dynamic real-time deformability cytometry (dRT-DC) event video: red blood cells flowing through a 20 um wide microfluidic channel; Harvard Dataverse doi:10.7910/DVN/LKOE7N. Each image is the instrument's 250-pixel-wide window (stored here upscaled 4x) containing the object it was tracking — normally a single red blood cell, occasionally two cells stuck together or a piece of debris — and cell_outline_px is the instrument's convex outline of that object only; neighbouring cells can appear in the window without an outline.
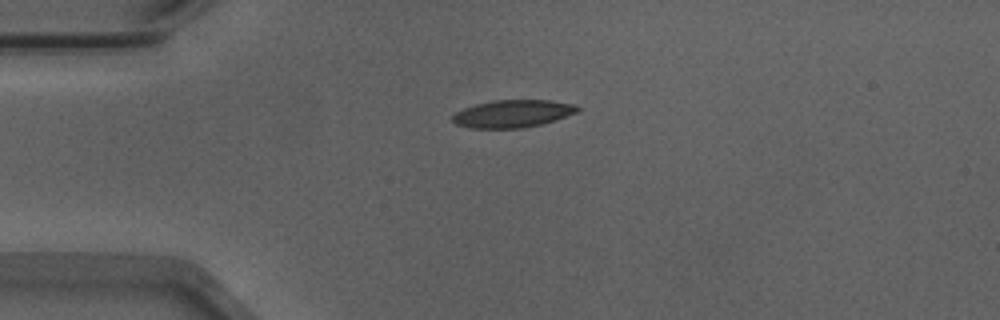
{"species": "Egyptian fruit bat (a non-hibernating species)", "species_latin": "Rousettus aegyptiacus", "temperature_condition": "warm", "stored_images_in_passage": 41, "camera_frame_rate_fps": 3000, "um_per_image_px": 0.085, "animal": {"sex": "male"}, "frame": {"image": 1, "passage_image": 1, "time_ms": 0.0, "image_size_px": [1000, 320], "cell_outline_px": [[580, 108], [576, 112], [556, 120], [540, 124], [520, 128], [468, 128], [456, 124], [452, 120], [452, 116], [456, 112], [464, 108], [476, 104], [492, 100], [552, 100], [572, 104]], "centroid_in_image_um": [43.55, 9.66], "position_along_channel_um": 41.5, "area_um2": 19.94}}
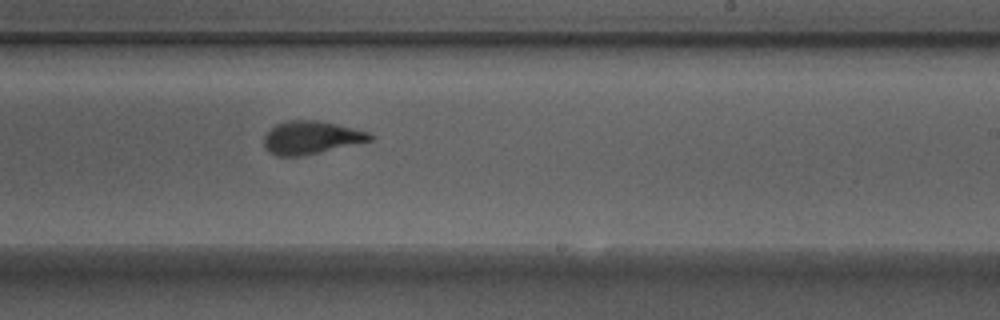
{"frame": {"image": 2, "passage_image": 20, "time_ms": 6.333, "image_size_px": [1000, 320], "cell_outline_px": [[376, 136], [372, 140], [300, 156], [276, 156], [268, 152], [264, 148], [264, 136], [276, 124], [288, 120], [316, 120], [336, 124], [368, 132]], "centroid_in_image_um": [26.41, 11.69], "position_along_channel_um": 262.6, "area_um2": 20.17}}
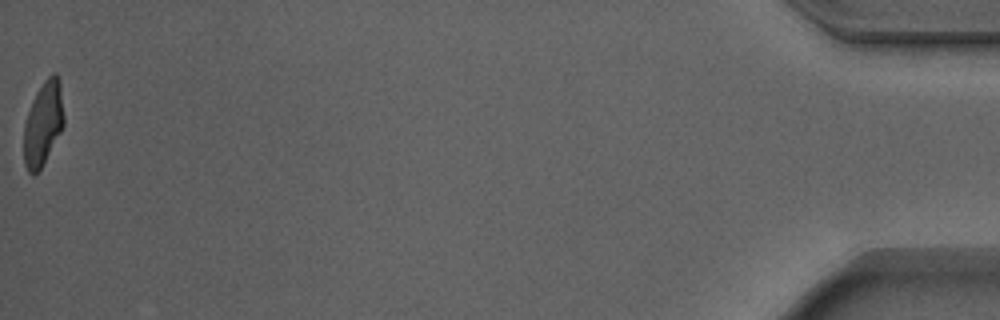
{"frame": {"image": 3, "passage_image": 41, "time_ms": 13.333, "image_size_px": [1000, 320], "cell_outline_px": [[64, 124], [60, 132], [36, 176], [32, 176], [28, 172], [24, 164], [24, 124], [32, 100], [36, 92], [44, 80], [52, 72], [56, 72], [60, 80], [64, 116]], "centroid_in_image_um": [3.66, 10.48], "position_along_channel_um": 431.5, "area_um2": 19.65}, "authors_computed_cell_mechanics": {"area_um2": 20.6346, "velocity_mm_per_s": 3.9003, "shape_relaxation_time_tau1_ms": 3.5478, "shape_relaxation_time_tau2_ms": 1.1374, "deformation_change_tau1": 0.1765, "deformation_change_tau2": 0.0857}}